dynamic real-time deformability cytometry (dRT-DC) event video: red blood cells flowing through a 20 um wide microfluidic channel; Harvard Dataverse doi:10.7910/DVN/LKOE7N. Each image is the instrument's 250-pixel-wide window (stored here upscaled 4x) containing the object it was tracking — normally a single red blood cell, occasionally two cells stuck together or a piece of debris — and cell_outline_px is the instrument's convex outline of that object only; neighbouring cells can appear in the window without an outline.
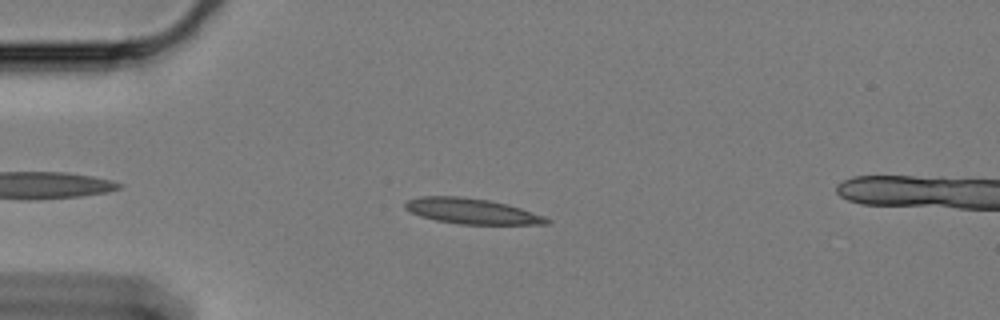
{"species": "Egyptian fruit bat (a non-hibernating species)", "species_latin": "Rousettus aegyptiacus", "temperature_condition": "cold", "stored_images_in_passage": 54, "camera_frame_rate_fps": 3000, "um_per_image_px": 0.085, "animal": {"sex": "female"}, "frame": {"image": 1, "passage_image": 8, "time_ms": 2.333, "image_size_px": [1000, 320], "cell_outline_px": [[552, 220], [548, 224], [460, 224], [436, 220], [420, 216], [404, 208], [404, 204], [408, 200], [420, 196], [460, 196], [488, 200], [508, 204], [544, 216]], "centroid_in_image_um": [40.09, 17.94], "position_along_channel_um": 44.9, "area_um2": 20.92}}
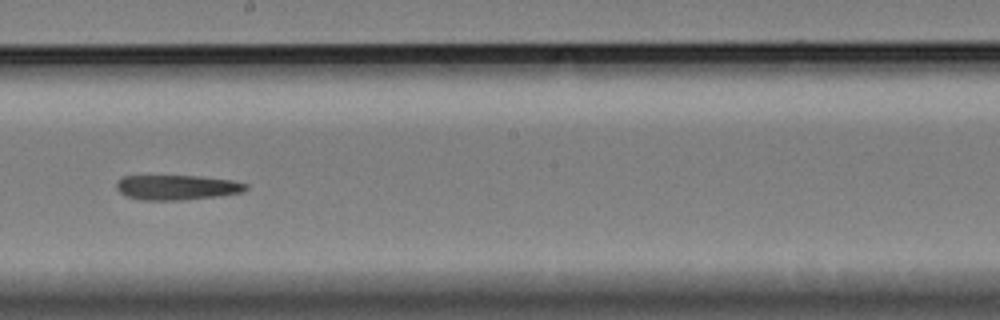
{"frame": {"image": 2, "passage_image": 27, "time_ms": 8.667, "image_size_px": [1000, 320], "cell_outline_px": [[248, 188], [244, 192], [216, 196], [180, 200], [140, 200], [128, 196], [120, 192], [116, 188], [116, 184], [120, 176], [200, 176], [232, 180], [248, 184]], "centroid_in_image_um": [15.04, 15.92], "position_along_channel_um": 233.2, "area_um2": 18.79}}
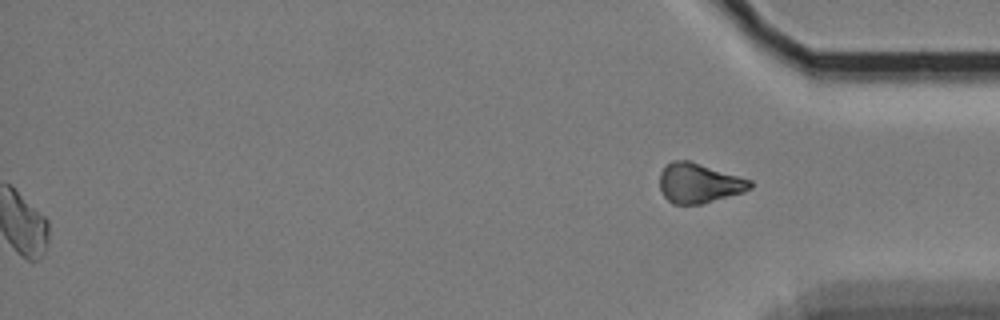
{"frame": {"image": 3, "passage_image": 54, "time_ms": 17.667, "image_size_px": [1000, 320], "cell_outline_px": [[752, 188], [744, 192], [700, 204], [672, 204], [664, 196], [660, 188], [660, 172], [672, 160], [688, 160], [752, 180]], "centroid_in_image_um": [59.41, 15.57], "position_along_channel_um": 375.8, "area_um2": 20.81}}